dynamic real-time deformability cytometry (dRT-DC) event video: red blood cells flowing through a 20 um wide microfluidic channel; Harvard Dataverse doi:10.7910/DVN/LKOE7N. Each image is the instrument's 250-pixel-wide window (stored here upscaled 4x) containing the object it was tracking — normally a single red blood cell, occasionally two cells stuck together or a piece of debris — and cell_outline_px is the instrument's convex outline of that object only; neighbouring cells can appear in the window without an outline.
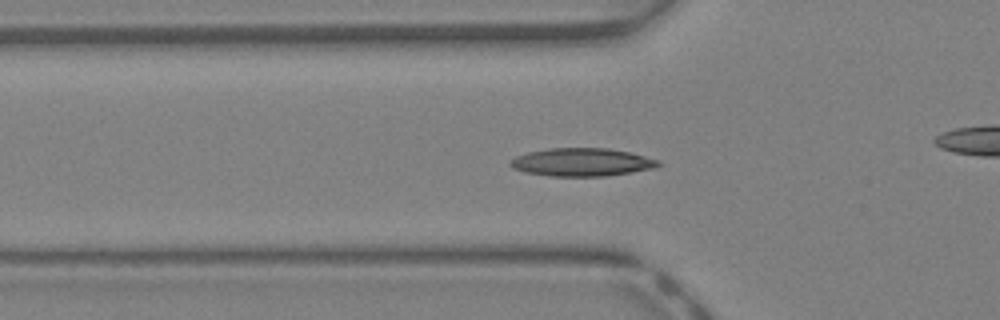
{"species": "Egyptian fruit bat (a non-hibernating species)", "species_latin": "Rousettus aegyptiacus", "temperature_condition": "warm", "stored_images_in_passage": 42, "camera_frame_rate_fps": 3000, "um_per_image_px": 0.085, "animal": {"sex": "female"}, "frame": {"image": 1, "passage_image": 14, "time_ms": 4.333, "image_size_px": [1000, 320], "cell_outline_px": [[664, 164], [656, 168], [604, 176], [552, 176], [524, 172], [512, 168], [508, 164], [516, 156], [528, 152], [548, 148], [608, 148], [628, 152], [660, 160]], "centroid_in_image_um": [49.47, 13.78], "position_along_channel_um": 76.3, "area_um2": 24.22}}
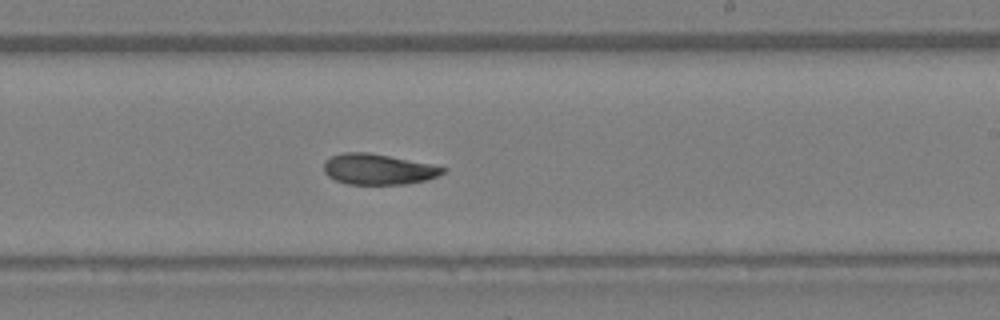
{"frame": {"image": 2, "passage_image": 25, "time_ms": 8.0, "image_size_px": [1000, 320], "cell_outline_px": [[448, 168], [444, 172], [436, 176], [424, 180], [408, 184], [348, 184], [336, 180], [328, 176], [324, 172], [324, 160], [332, 156], [344, 152], [368, 152], [432, 164]], "centroid_in_image_um": [32.13, 14.38], "position_along_channel_um": 256.9, "area_um2": 21.21}}
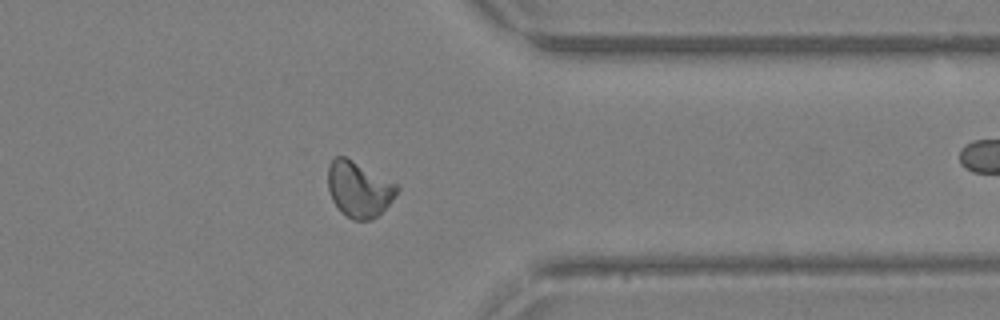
{"frame": {"image": 3, "passage_image": 33, "time_ms": 10.667, "image_size_px": [1000, 320], "cell_outline_px": [[400, 188], [388, 204], [372, 220], [352, 220], [340, 212], [332, 200], [328, 188], [328, 164], [336, 156], [344, 156], [400, 184]], "centroid_in_image_um": [30.5, 16.08], "position_along_channel_um": 380.9, "area_um2": 22.48}, "authors_computed_cell_mechanics": {"area_um2": 21.8773, "velocity_mm_per_s": 4.9255, "shape_relaxation_time_tau1_ms": 6.2359, "shape_relaxation_time_tau2_ms": 3.7807, "deformation_change_tau1": 0.1687, "deformation_change_tau2": 0.1027}}